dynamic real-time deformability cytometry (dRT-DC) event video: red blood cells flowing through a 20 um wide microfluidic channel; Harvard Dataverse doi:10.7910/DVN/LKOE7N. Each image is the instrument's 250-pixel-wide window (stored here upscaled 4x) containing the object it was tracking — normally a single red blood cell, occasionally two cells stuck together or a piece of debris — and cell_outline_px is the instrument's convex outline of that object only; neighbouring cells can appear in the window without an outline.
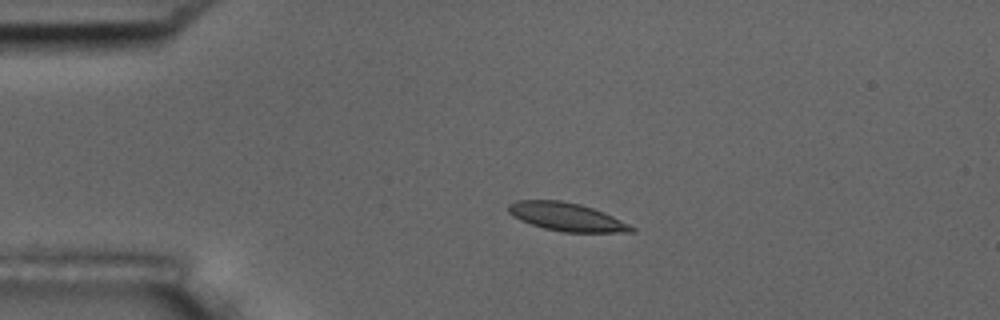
{"species": "common noctule bat (a hibernating species)", "species_latin": "Nyctalus noctula", "temperature_condition": "room temperature", "stored_images_in_passage": 45, "camera_frame_rate_fps": 3000, "um_per_image_px": 0.085, "animal": {"sex": "male", "body_mass_g": 17.5, "forearm_length_mm": 52.3}, "frame": {"image": 1, "passage_image": 1, "time_ms": 0.0, "image_size_px": [1000, 320], "cell_outline_px": [[636, 232], [564, 232], [544, 228], [520, 220], [512, 216], [508, 212], [508, 204], [516, 200], [560, 200], [580, 204], [604, 212], [636, 228]], "centroid_in_image_um": [48.14, 18.43], "position_along_channel_um": 36.9, "area_um2": 20.17}}
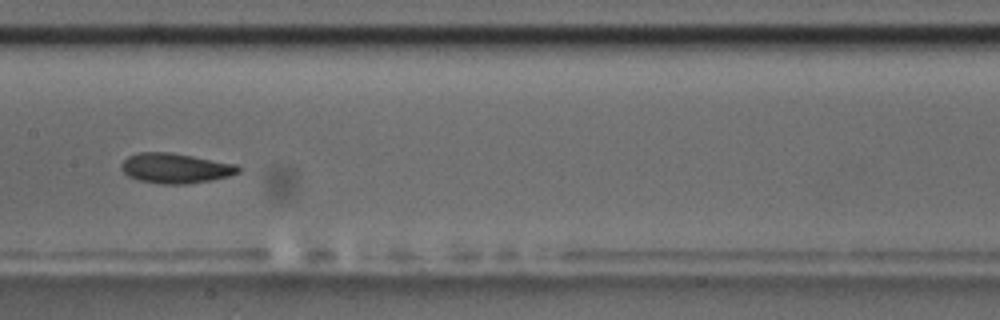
{"frame": {"image": 2, "passage_image": 17, "time_ms": 5.333, "image_size_px": [1000, 320], "cell_outline_px": [[240, 172], [228, 176], [212, 180], [188, 184], [160, 184], [140, 180], [128, 176], [120, 168], [120, 164], [128, 156], [140, 152], [172, 152], [236, 164], [240, 168]], "centroid_in_image_um": [14.9, 14.3], "position_along_channel_um": 192.5, "area_um2": 20.52}}
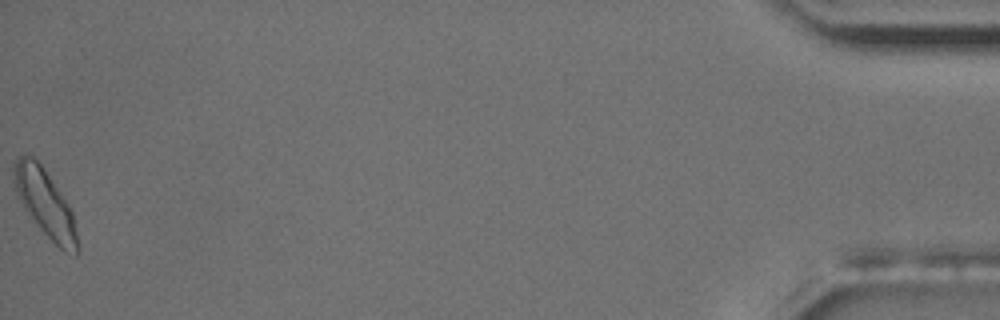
{"frame": {"image": 3, "passage_image": 45, "time_ms": 14.667, "image_size_px": [1000, 320], "cell_outline_px": [[80, 248], [76, 256], [64, 252], [40, 228], [24, 208], [16, 192], [12, 172], [16, 160], [20, 156], [32, 156], [40, 164], [68, 204], [72, 212]], "centroid_in_image_um": [3.86, 17.32], "position_along_channel_um": 431.3, "area_um2": 24.28}, "authors_computed_cell_mechanics": {"area_um2": 20.23, "velocity_mm_per_s": 3.597, "shape_relaxation_time_tau1_ms": 3.1519, "shape_relaxation_time_tau2_ms": 6.3254, "deformation_change_tau1": 0.1119, "deformation_change_tau2": 0.1125}}